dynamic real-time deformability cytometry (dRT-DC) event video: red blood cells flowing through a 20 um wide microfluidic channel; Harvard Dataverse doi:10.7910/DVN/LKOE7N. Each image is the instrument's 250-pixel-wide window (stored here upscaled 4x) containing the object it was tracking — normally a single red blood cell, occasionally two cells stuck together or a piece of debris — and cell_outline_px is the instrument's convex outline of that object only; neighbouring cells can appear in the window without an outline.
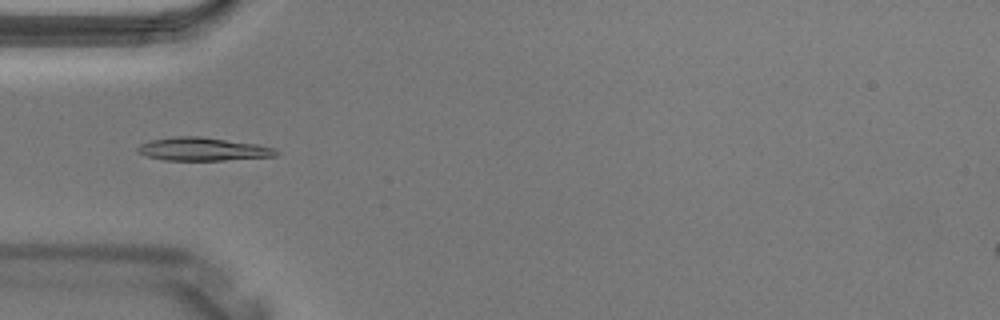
{"species": "Egyptian fruit bat (a non-hibernating species)", "species_latin": "Rousettus aegyptiacus", "temperature_condition": "warm", "stored_images_in_passage": 4, "camera_frame_rate_fps": 3000, "um_per_image_px": 0.085, "animal": {"sex": "male"}, "frame": {"image": 1, "passage_image": 4, "time_ms": 1.0, "image_size_px": [1000, 320], "cell_outline_px": [[280, 152], [276, 156], [224, 160], [164, 160], [148, 156], [136, 152], [136, 148], [140, 144], [152, 140], [176, 136], [200, 136], [260, 144], [276, 148]], "centroid_in_image_um": [17.29, 12.67], "position_along_channel_um": 67.7, "area_um2": 18.84}}